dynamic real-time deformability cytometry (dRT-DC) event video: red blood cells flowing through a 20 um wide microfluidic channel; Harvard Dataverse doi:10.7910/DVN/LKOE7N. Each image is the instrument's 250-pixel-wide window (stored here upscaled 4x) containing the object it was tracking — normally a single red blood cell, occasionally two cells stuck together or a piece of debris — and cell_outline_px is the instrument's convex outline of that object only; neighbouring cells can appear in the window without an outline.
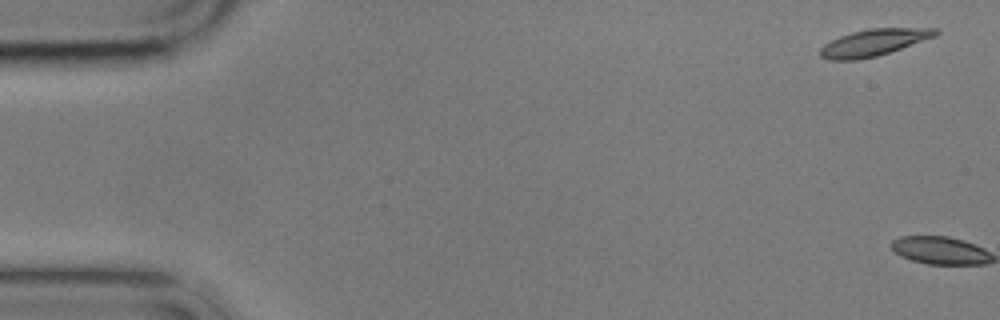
{"species": "common noctule bat (a hibernating species)", "species_latin": "Nyctalus noctula", "temperature_condition": "cold", "stored_images_in_passage": 5, "camera_frame_rate_fps": 3000, "um_per_image_px": 0.085, "animal": {"sex": "male", "body_mass_g": 17.9}, "frame": {"image": 1, "passage_image": 1, "time_ms": 0.0, "image_size_px": [1000, 320], "cell_outline_px": [[940, 32], [936, 36], [876, 56], [856, 60], [832, 60], [820, 56], [820, 48], [824, 44], [840, 36], [852, 32], [868, 28], [936, 28]], "centroid_in_image_um": [74.25, 3.6], "position_along_channel_um": 10.7, "area_um2": 17.74}}
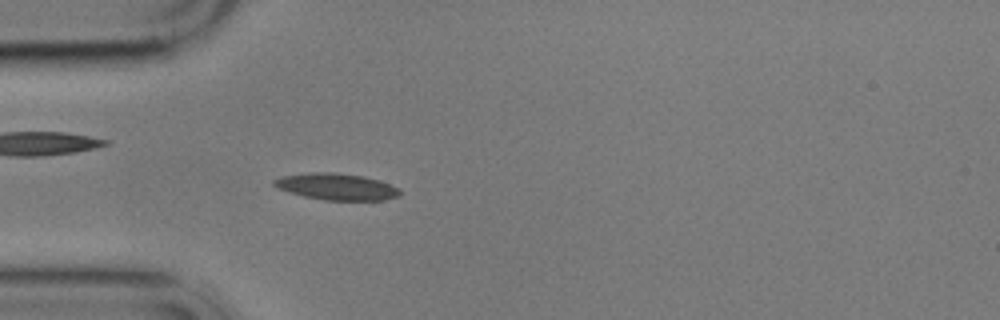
{"frame": {"image": 2, "passage_image": 5, "time_ms": 5.667, "image_size_px": [1000, 320], "cell_outline_px": [[400, 196], [384, 200], [324, 200], [304, 196], [280, 188], [272, 184], [272, 180], [280, 176], [312, 172], [336, 172], [364, 176], [380, 180], [400, 188]], "centroid_in_image_um": [28.64, 15.85], "position_along_channel_um": 56.4, "area_um2": 19.54}}